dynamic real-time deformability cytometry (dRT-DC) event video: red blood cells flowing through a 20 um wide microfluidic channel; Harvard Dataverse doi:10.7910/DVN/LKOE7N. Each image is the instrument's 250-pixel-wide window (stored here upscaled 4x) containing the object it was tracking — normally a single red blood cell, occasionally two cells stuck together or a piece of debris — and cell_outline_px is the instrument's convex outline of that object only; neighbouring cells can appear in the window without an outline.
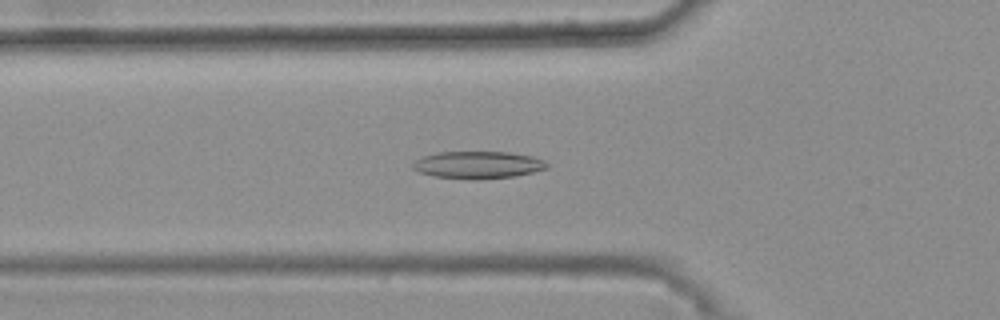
{"species": "common noctule bat (a hibernating species)", "species_latin": "Nyctalus noctula", "temperature_condition": "warm", "stored_images_in_passage": 47, "camera_frame_rate_fps": 3000, "um_per_image_px": 0.085, "animal": {"sex": "female", "body_mass_g": 25.1}, "frame": {"image": 1, "passage_image": 19, "time_ms": 6.0, "image_size_px": [1000, 320], "cell_outline_px": [[548, 168], [516, 176], [436, 176], [420, 172], [412, 168], [412, 164], [416, 160], [424, 156], [436, 152], [508, 152], [532, 156], [544, 160], [548, 164]], "centroid_in_image_um": [40.66, 13.95], "position_along_channel_um": 85.1, "area_um2": 20.11}}
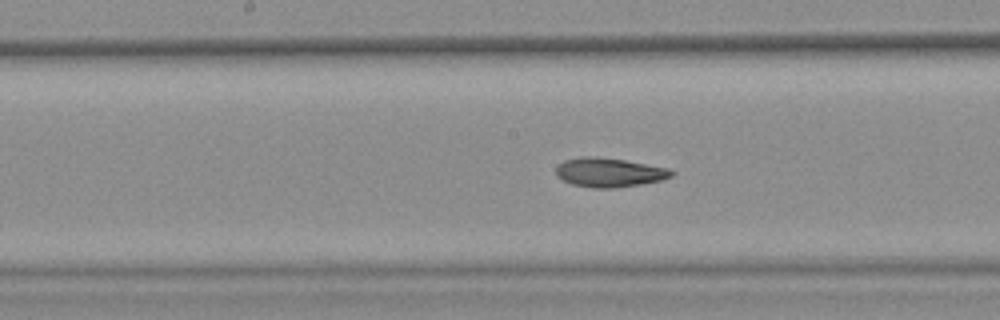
{"frame": {"image": 2, "passage_image": 28, "time_ms": 9.0, "image_size_px": [1000, 320], "cell_outline_px": [[676, 172], [672, 176], [660, 180], [640, 184], [616, 188], [592, 188], [572, 184], [556, 176], [556, 168], [564, 160], [580, 156], [596, 156], [624, 160], [668, 168]], "centroid_in_image_um": [51.77, 14.65], "position_along_channel_um": 196.4, "area_um2": 19.59}}
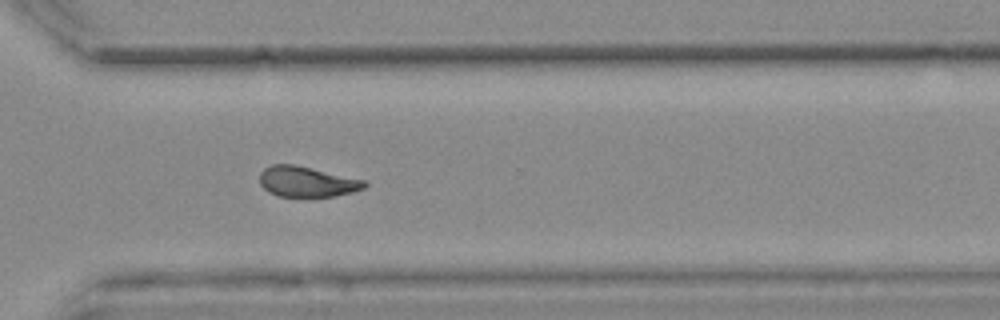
{"frame": {"image": 3, "passage_image": 40, "time_ms": 13.0, "image_size_px": [1000, 320], "cell_outline_px": [[368, 184], [364, 188], [352, 192], [332, 196], [276, 196], [268, 192], [260, 184], [260, 172], [264, 168], [272, 164], [296, 164], [368, 180]], "centroid_in_image_um": [26.11, 15.42], "position_along_channel_um": 344.5, "area_um2": 18.84}, "authors_computed_cell_mechanics": {"area_um2": 19.9988, "velocity_mm_per_s": 3.6964, "shape_relaxation_time_tau1_ms": 6.7358, "shape_relaxation_time_tau2_ms": 3.9991, "deformation_change_tau1": 0.1895, "deformation_change_tau2": 0.1226}}